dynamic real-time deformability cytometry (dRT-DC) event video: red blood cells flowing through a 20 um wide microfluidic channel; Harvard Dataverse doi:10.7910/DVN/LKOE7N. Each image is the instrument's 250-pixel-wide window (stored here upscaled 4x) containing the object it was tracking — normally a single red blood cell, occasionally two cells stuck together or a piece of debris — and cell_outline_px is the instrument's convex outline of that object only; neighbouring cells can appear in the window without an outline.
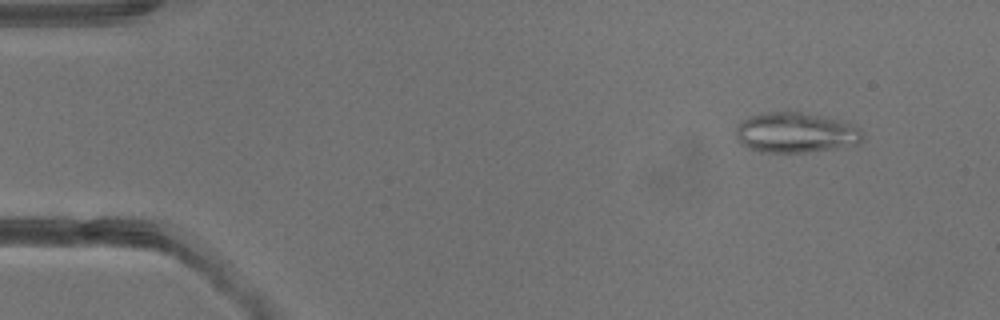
{"species": "common noctule bat (a hibernating species)", "species_latin": "Nyctalus noctula", "temperature_condition": "warm", "stored_images_in_passage": 4, "camera_frame_rate_fps": 3000, "um_per_image_px": 0.085, "animal": {"sex": "male", "body_mass_g": 13.3}, "frame": {"image": 1, "passage_image": 1, "time_ms": 0.0, "image_size_px": [1000, 320], "cell_outline_px": [[864, 136], [860, 144], [836, 148], [808, 152], [760, 152], [748, 148], [740, 144], [736, 136], [736, 124], [752, 116], [768, 112], [800, 112], [828, 116], [852, 124]], "centroid_in_image_um": [67.63, 11.28], "position_along_channel_um": 17.4, "area_um2": 29.82}}
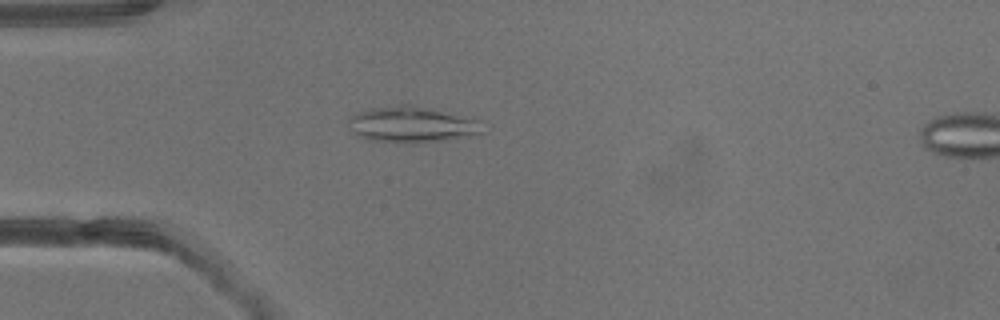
{"frame": {"image": 2, "passage_image": 3, "time_ms": 2.333, "image_size_px": [1000, 320], "cell_outline_px": [[484, 132], [468, 136], [444, 140], [416, 144], [408, 144], [368, 140], [356, 136], [352, 132], [348, 120], [356, 112], [372, 108], [396, 104], [412, 104], [480, 120]], "centroid_in_image_um": [34.97, 10.6], "position_along_channel_um": 50.0, "area_um2": 28.5}}